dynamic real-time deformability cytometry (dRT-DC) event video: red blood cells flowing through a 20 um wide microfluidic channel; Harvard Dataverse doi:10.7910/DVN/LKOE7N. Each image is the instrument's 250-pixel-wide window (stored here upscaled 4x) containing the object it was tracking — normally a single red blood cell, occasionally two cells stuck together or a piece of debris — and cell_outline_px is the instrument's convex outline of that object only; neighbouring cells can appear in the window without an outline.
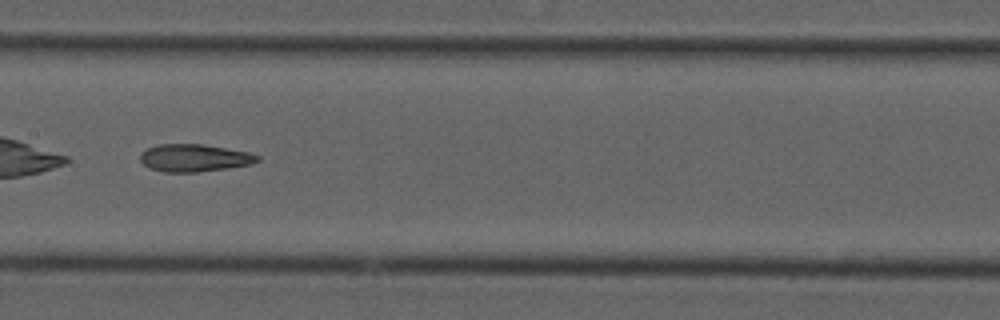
{"species": "common noctule bat (a hibernating species)", "species_latin": "Nyctalus noctula", "temperature_condition": "cold", "stored_images_in_passage": 39, "camera_frame_rate_fps": 3000, "um_per_image_px": 0.085, "animal": {"sex": "male", "forearm_length_mm": 52.5}, "frame": {"image": 1, "passage_image": 17, "time_ms": 5.333, "image_size_px": [1000, 320], "cell_outline_px": [[260, 160], [252, 164], [228, 168], [196, 172], [164, 172], [152, 168], [144, 164], [140, 160], [140, 156], [148, 148], [156, 144], [204, 144], [248, 152], [260, 156]], "centroid_in_image_um": [16.55, 13.42], "position_along_channel_um": 190.8, "area_um2": 18.67}, "authors_computed_cell_mechanics": {"area_um2": 19.4786, "velocity_mm_per_s": 3.7522, "shape_relaxation_time_tau1_ms": null, "shape_relaxation_time_tau2_ms": 4.0681, "deformation_change_tau1": null, "deformation_change_tau2": 0.1389}}